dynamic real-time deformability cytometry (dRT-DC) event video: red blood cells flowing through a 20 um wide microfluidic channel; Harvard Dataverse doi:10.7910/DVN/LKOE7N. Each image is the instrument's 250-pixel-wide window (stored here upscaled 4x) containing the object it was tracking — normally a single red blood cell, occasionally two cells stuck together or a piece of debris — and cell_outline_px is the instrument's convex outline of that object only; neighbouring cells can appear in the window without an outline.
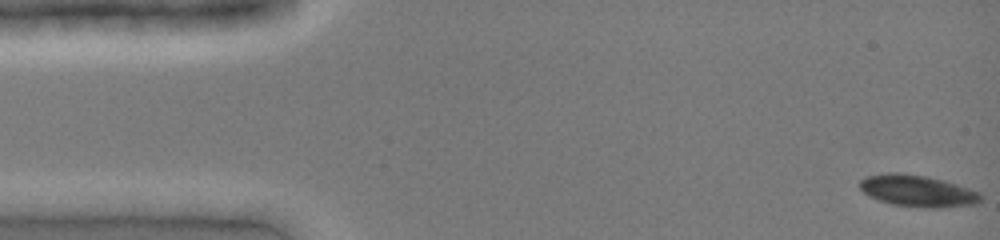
{"species": "common noctule bat (a hibernating species)", "species_latin": "Nyctalus noctula", "temperature_condition": "cold", "stored_images_in_passage": 40, "camera_frame_rate_fps": 3000, "um_per_image_px": 0.085, "animal": {"sex": "female", "body_mass_g": 19.0, "forearm_length_mm": 51.5}, "frame": {"image": 1, "passage_image": 1, "time_ms": 0.0, "image_size_px": [1000, 240], "cell_outline_px": [[980, 200], [976, 204], [940, 208], [924, 208], [892, 204], [880, 200], [864, 192], [860, 188], [860, 180], [868, 176], [888, 172], [896, 172], [924, 176], [944, 180], [980, 192]], "centroid_in_image_um": [78.01, 16.23], "position_along_channel_um": 7.0, "area_um2": 22.08}}
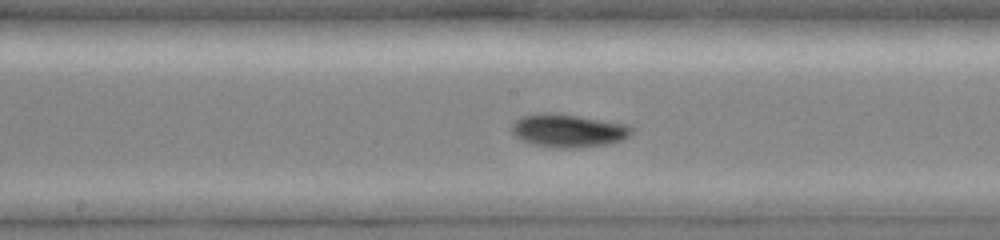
{"frame": {"image": 2, "passage_image": 21, "time_ms": 6.667, "image_size_px": [1000, 240], "cell_outline_px": [[636, 128], [624, 140], [608, 144], [580, 148], [556, 148], [528, 144], [516, 136], [512, 132], [512, 124], [520, 116], [540, 112], [552, 112], [580, 116], [628, 124]], "centroid_in_image_um": [48.32, 11.1], "position_along_channel_um": 199.9, "area_um2": 23.7}}
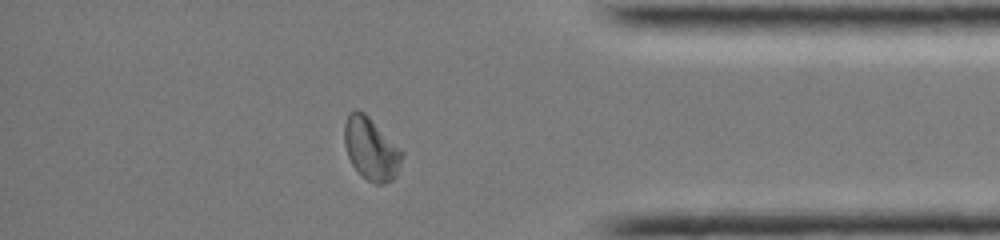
{"frame": {"image": 3, "passage_image": 35, "time_ms": 11.333, "image_size_px": [1000, 240], "cell_outline_px": [[404, 156], [396, 176], [392, 180], [384, 184], [376, 184], [368, 180], [352, 164], [348, 156], [344, 144], [344, 124], [348, 112], [356, 108], [364, 112], [404, 152]], "centroid_in_image_um": [31.54, 12.63], "position_along_channel_um": 403.7, "area_um2": 20.98}}